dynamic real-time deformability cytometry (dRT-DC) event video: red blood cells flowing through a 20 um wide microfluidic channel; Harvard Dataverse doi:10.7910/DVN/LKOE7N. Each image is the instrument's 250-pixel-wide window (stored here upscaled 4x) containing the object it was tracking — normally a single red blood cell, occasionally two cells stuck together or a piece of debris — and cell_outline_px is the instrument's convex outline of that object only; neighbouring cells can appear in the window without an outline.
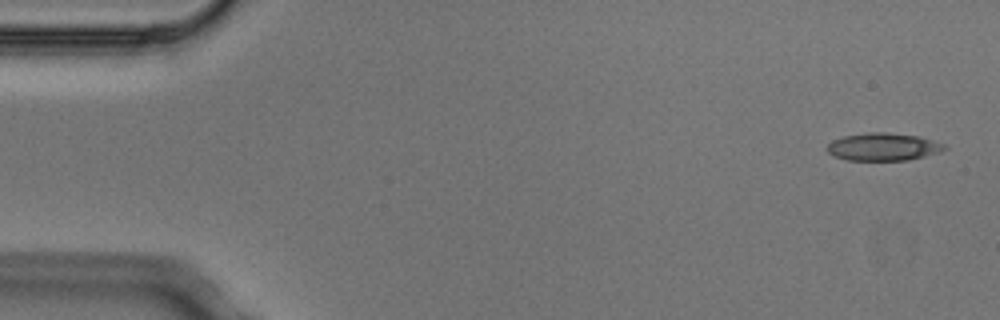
{"species": "Egyptian fruit bat (a non-hibernating species)", "species_latin": "Rousettus aegyptiacus", "temperature_condition": "cold", "stored_images_in_passage": 8, "camera_frame_rate_fps": 3000, "um_per_image_px": 0.085, "animal": {"sex": "male"}, "frame": {"image": 1, "passage_image": 1, "time_ms": 0.0, "image_size_px": [1000, 320], "cell_outline_px": [[948, 148], [940, 152], [908, 160], [848, 160], [832, 156], [828, 152], [828, 144], [832, 140], [844, 136], [868, 132], [888, 132], [920, 136], [944, 144]], "centroid_in_image_um": [75.07, 12.47], "position_along_channel_um": 9.9, "area_um2": 18.96}}
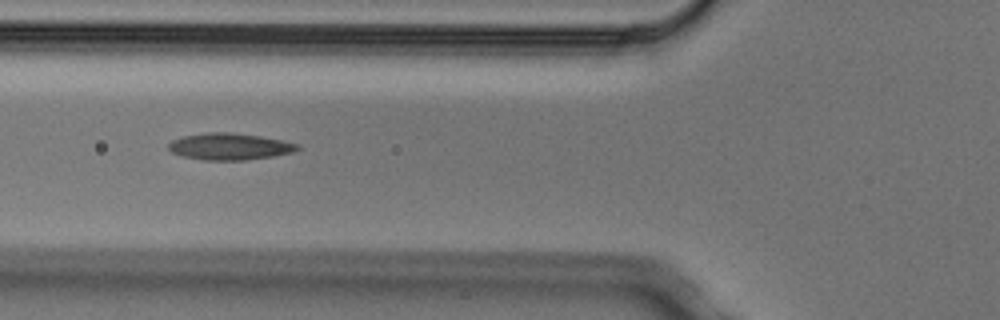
{"frame": {"image": 2, "passage_image": 6, "time_ms": 1.667, "image_size_px": [1000, 320], "cell_outline_px": [[304, 148], [292, 152], [272, 156], [248, 160], [204, 160], [180, 156], [172, 152], [168, 148], [168, 144], [172, 140], [184, 136], [208, 132], [232, 132], [260, 136], [300, 144]], "centroid_in_image_um": [19.53, 12.45], "position_along_channel_um": 106.3, "area_um2": 20.17}}
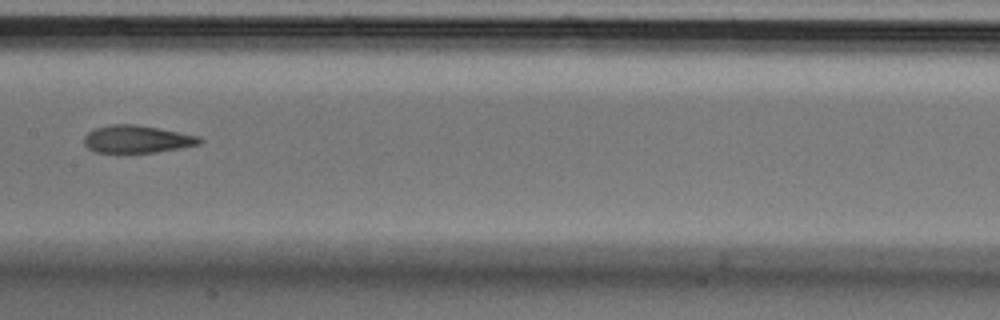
{"frame": {"image": 3, "passage_image": 8, "time_ms": 2.333, "image_size_px": [1000, 320], "cell_outline_px": [[204, 140], [200, 144], [180, 148], [156, 152], [120, 156], [92, 152], [84, 144], [84, 136], [88, 132], [96, 128], [112, 124], [136, 124], [200, 136]], "centroid_in_image_um": [11.59, 11.88], "position_along_channel_um": 195.8, "area_um2": 19.42}}